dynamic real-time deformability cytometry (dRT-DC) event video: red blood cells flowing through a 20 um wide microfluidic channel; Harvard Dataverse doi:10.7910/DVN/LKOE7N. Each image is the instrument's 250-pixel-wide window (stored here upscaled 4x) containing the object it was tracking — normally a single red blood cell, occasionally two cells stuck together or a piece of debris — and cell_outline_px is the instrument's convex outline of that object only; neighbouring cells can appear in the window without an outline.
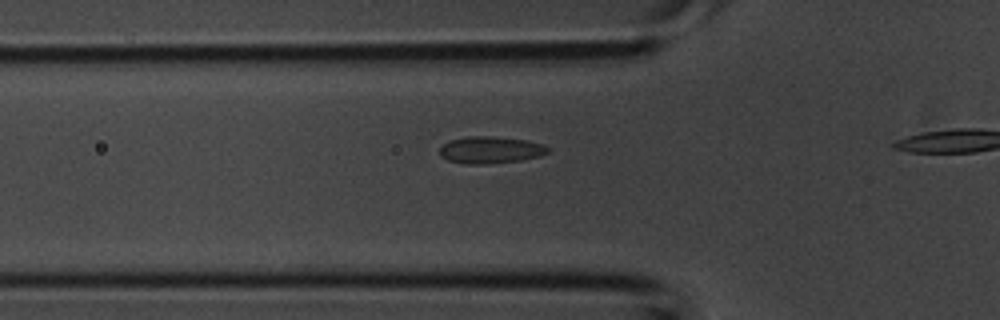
{"species": "common noctule bat (a hibernating species)", "species_latin": "Nyctalus noctula", "temperature_condition": "room temperature", "stored_images_in_passage": 3, "camera_frame_rate_fps": 3000, "um_per_image_px": 0.085, "animal": {"sex": "male", "body_mass_g": 20.1, "forearm_length_mm": 53.5}, "frame": {"image": 1, "passage_image": 2, "time_ms": 0.333, "image_size_px": [1000, 320], "cell_outline_px": [[548, 152], [540, 156], [520, 160], [488, 164], [468, 164], [448, 160], [440, 156], [440, 148], [448, 140], [468, 136], [492, 136], [524, 140], [540, 144], [548, 148]], "centroid_in_image_um": [41.64, 12.74], "position_along_channel_um": 84.2, "area_um2": 16.82}}